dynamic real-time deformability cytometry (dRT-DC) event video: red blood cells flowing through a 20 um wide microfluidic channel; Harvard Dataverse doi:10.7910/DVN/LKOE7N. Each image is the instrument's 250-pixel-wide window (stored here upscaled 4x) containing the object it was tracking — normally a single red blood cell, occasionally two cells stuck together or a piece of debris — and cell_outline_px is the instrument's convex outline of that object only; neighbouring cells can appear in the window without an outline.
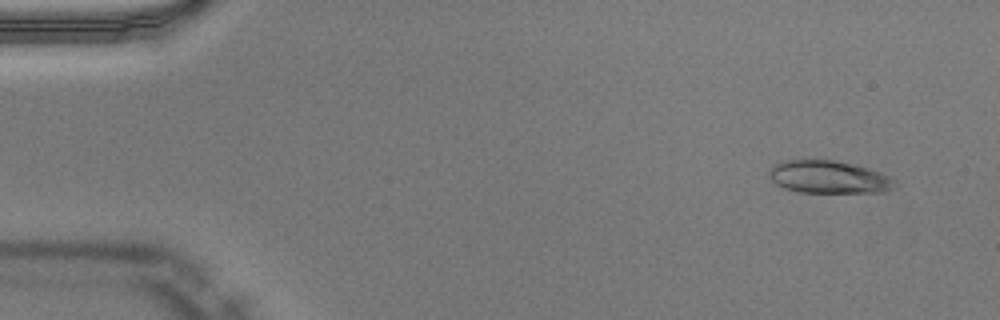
{"species": "Egyptian fruit bat (a non-hibernating species)", "species_latin": "Rousettus aegyptiacus", "temperature_condition": "warm", "stored_images_in_passage": 50, "camera_frame_rate_fps": 3000, "um_per_image_px": 0.085, "animal": {"sex": "male"}, "frame": {"image": 1, "passage_image": 4, "time_ms": 1.0, "image_size_px": [1000, 320], "cell_outline_px": [[896, 188], [884, 192], [800, 192], [784, 188], [776, 184], [768, 176], [768, 172], [776, 164], [788, 160], [832, 160], [852, 164], [880, 172], [892, 176], [896, 180]], "centroid_in_image_um": [70.49, 15.06], "position_along_channel_um": 14.5, "area_um2": 23.87}}
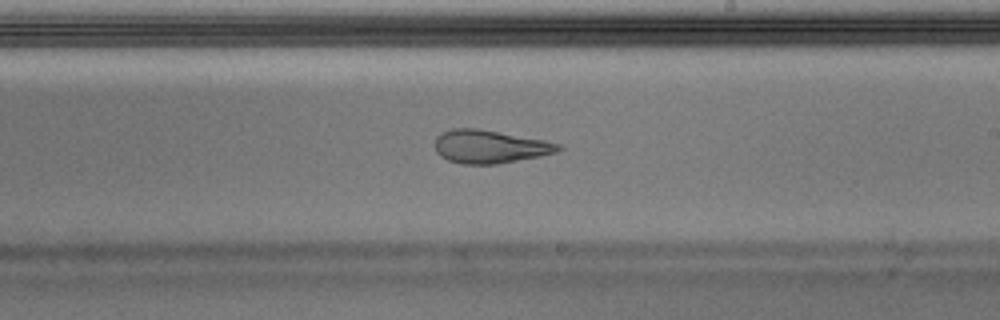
{"frame": {"image": 2, "passage_image": 30, "time_ms": 9.667, "image_size_px": [1000, 320], "cell_outline_px": [[564, 148], [556, 152], [540, 156], [496, 164], [460, 164], [448, 160], [440, 156], [436, 152], [436, 136], [440, 132], [452, 128], [476, 128], [544, 140], [560, 144]], "centroid_in_image_um": [41.61, 12.46], "position_along_channel_um": 247.4, "area_um2": 23.81}}
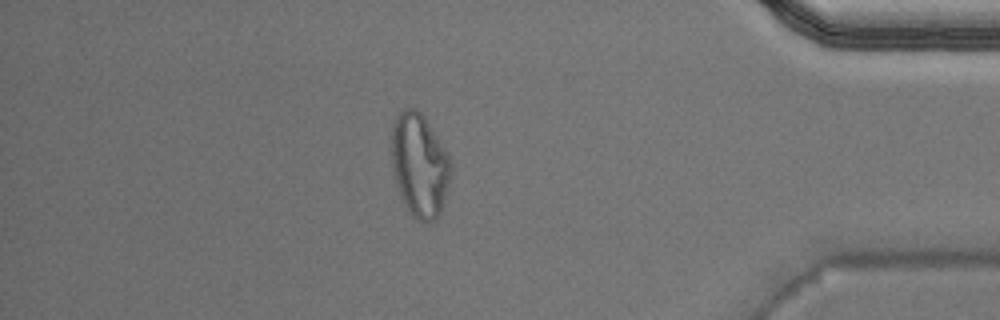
{"frame": {"image": 3, "passage_image": 44, "time_ms": 14.333, "image_size_px": [1000, 320], "cell_outline_px": [[452, 172], [440, 212], [436, 220], [428, 224], [424, 224], [416, 220], [412, 216], [396, 184], [392, 168], [392, 124], [396, 116], [404, 108], [416, 108], [424, 116], [448, 152], [452, 160]], "centroid_in_image_um": [35.68, 14.04], "position_along_channel_um": 399.5, "area_um2": 36.01}, "authors_computed_cell_mechanics": {"area_um2": 24.1604, "velocity_mm_per_s": 3.9988, "shape_relaxation_time_tau1_ms": 9.3246, "shape_relaxation_time_tau2_ms": 1.6109, "deformation_change_tau1": 0.2953, "deformation_change_tau2": 0.1047}}